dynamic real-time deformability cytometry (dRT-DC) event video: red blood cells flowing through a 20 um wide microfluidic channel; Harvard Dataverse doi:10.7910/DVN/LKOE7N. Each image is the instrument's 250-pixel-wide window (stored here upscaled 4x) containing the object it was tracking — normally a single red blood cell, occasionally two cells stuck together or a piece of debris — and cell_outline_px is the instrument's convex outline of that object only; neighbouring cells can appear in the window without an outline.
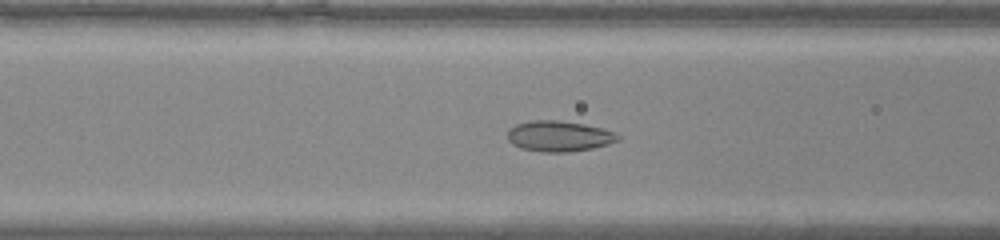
{"species": "common noctule bat (a hibernating species)", "species_latin": "Nyctalus noctula", "temperature_condition": "warm", "stored_images_in_passage": 44, "camera_frame_rate_fps": 3000, "um_per_image_px": 0.085, "animal": {"sex": "male", "body_mass_g": 20.0, "forearm_length_mm": 53.3}, "frame": {"image": 1, "passage_image": 16, "time_ms": 5.0, "image_size_px": [1000, 240], "cell_outline_px": [[620, 140], [608, 144], [592, 148], [568, 152], [540, 152], [520, 148], [512, 144], [508, 140], [508, 128], [516, 124], [528, 120], [556, 120], [584, 124], [616, 132], [620, 136]], "centroid_in_image_um": [47.49, 11.57], "position_along_channel_um": 119.1, "area_um2": 19.88}}
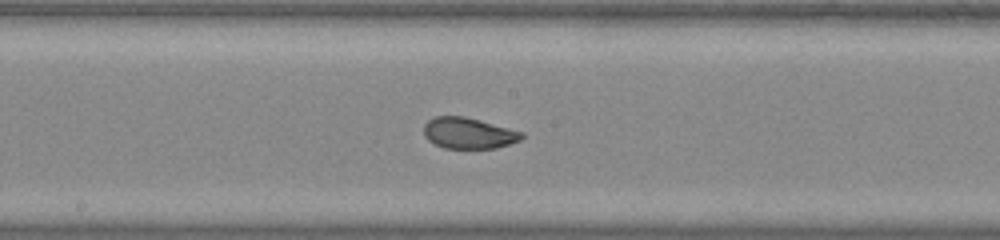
{"frame": {"image": 2, "passage_image": 22, "time_ms": 7.0, "image_size_px": [1000, 240], "cell_outline_px": [[524, 136], [520, 140], [496, 148], [444, 148], [428, 140], [424, 136], [424, 124], [428, 120], [436, 116], [464, 116], [480, 120], [524, 132]], "centroid_in_image_um": [39.82, 11.31], "position_along_channel_um": 208.4, "area_um2": 17.69}}
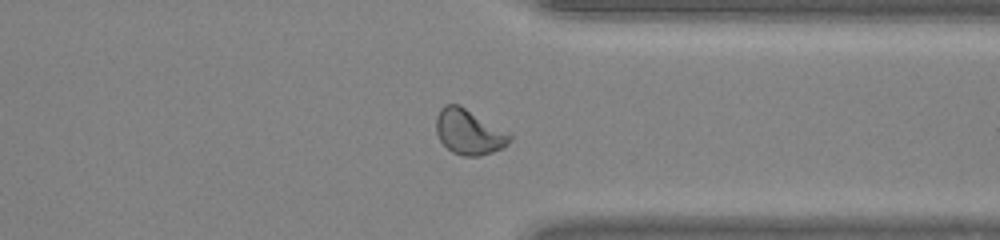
{"frame": {"image": 3, "passage_image": 33, "time_ms": 10.667, "image_size_px": [1000, 240], "cell_outline_px": [[512, 136], [508, 144], [504, 148], [480, 156], [460, 156], [452, 152], [440, 140], [436, 132], [436, 116], [440, 108], [444, 104], [460, 104], [512, 132]], "centroid_in_image_um": [39.9, 11.19], "position_along_channel_um": 371.5, "area_um2": 20.0}}